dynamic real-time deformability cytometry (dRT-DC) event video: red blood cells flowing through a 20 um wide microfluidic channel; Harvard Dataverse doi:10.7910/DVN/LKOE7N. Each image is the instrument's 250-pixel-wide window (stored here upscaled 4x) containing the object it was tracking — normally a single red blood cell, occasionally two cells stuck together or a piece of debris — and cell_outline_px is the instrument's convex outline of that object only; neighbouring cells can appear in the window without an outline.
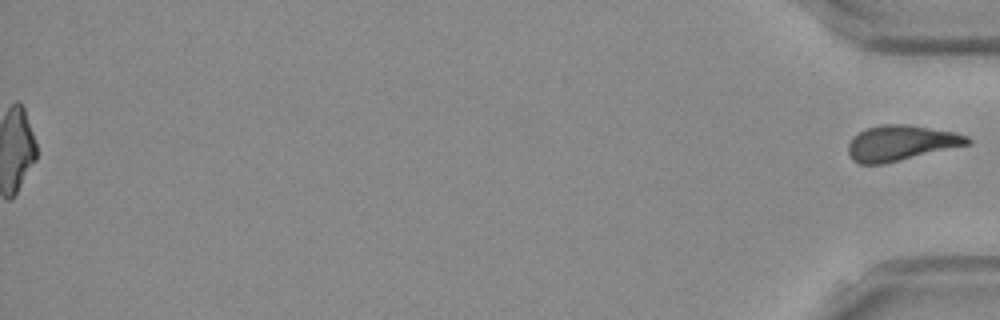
{"species": "Egyptian fruit bat (a non-hibernating species)", "species_latin": "Rousettus aegyptiacus", "temperature_condition": "room temperature", "stored_images_in_passage": 53, "segment_of_instrument_passage": [2, 2], "camera_frame_rate_fps": 3000, "um_per_image_px": 0.085, "frame": {"image": 1, "passage_image": 53, "time_ms": 17.333, "image_size_px": [1000, 320], "cell_outline_px": [[972, 144], [884, 164], [860, 164], [852, 160], [848, 152], [848, 144], [852, 136], [868, 128], [880, 124], [904, 124], [956, 132], [968, 136], [972, 140]], "centroid_in_image_um": [76.6, 12.16], "position_along_channel_um": 358.6, "area_um2": 24.8}}